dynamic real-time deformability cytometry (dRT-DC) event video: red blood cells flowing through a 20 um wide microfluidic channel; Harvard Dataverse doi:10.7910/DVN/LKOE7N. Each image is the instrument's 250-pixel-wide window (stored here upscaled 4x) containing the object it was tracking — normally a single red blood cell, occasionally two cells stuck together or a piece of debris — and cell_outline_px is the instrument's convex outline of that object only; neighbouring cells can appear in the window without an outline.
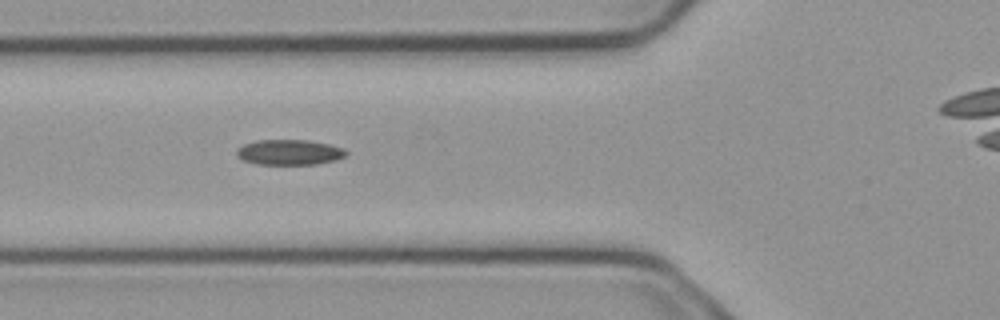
{"species": "common noctule bat (a hibernating species)", "species_latin": "Nyctalus noctula", "temperature_condition": "cold", "stored_images_in_passage": 9, "camera_frame_rate_fps": 3000, "um_per_image_px": 0.085, "animal": {"sex": "male", "body_mass_g": 23.1, "forearm_length_mm": 52.7}, "frame": {"image": 1, "passage_image": 6, "time_ms": 1.667, "image_size_px": [1000, 320], "cell_outline_px": [[348, 152], [344, 156], [336, 160], [316, 164], [256, 164], [244, 160], [236, 156], [236, 148], [244, 144], [256, 140], [308, 140], [328, 144], [344, 148]], "centroid_in_image_um": [24.57, 12.94], "position_along_channel_um": 101.2, "area_um2": 16.18}}
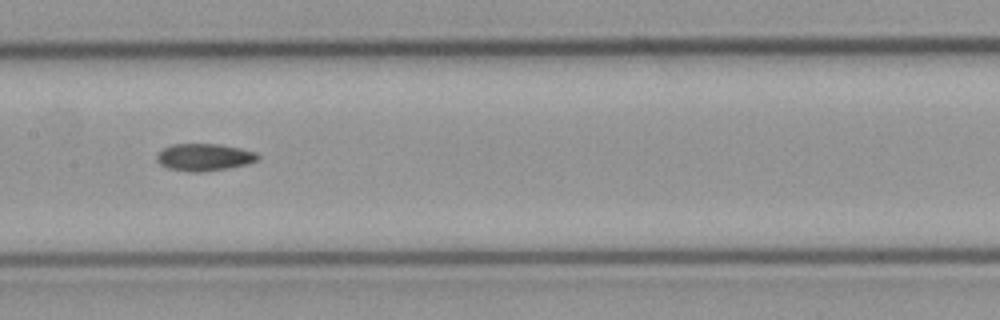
{"frame": {"image": 2, "passage_image": 8, "time_ms": 2.333, "image_size_px": [1000, 320], "cell_outline_px": [[260, 160], [248, 164], [228, 168], [200, 172], [192, 172], [168, 168], [160, 164], [156, 160], [156, 156], [164, 148], [172, 144], [216, 144], [240, 148], [256, 152], [260, 156]], "centroid_in_image_um": [17.39, 13.36], "position_along_channel_um": 190.0, "area_um2": 16.01}}
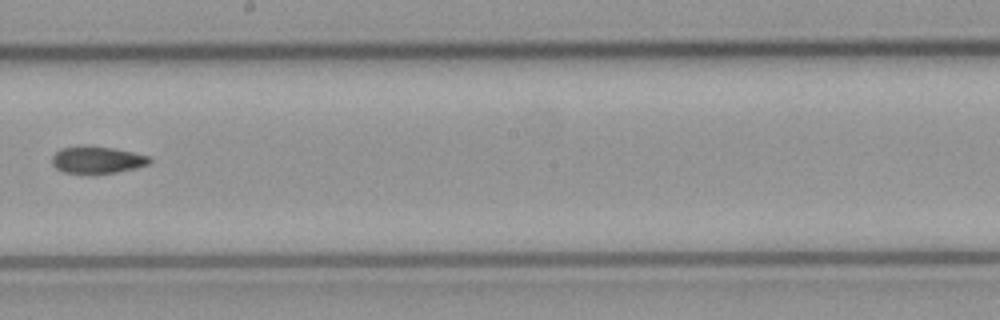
{"frame": {"image": 3, "passage_image": 9, "time_ms": 2.667, "image_size_px": [1000, 320], "cell_outline_px": [[152, 160], [148, 164], [136, 168], [116, 172], [92, 176], [64, 172], [56, 168], [52, 164], [52, 156], [60, 148], [112, 148], [132, 152], [148, 156]], "centroid_in_image_um": [8.25, 13.66], "position_along_channel_um": 239.9, "area_um2": 15.2}}